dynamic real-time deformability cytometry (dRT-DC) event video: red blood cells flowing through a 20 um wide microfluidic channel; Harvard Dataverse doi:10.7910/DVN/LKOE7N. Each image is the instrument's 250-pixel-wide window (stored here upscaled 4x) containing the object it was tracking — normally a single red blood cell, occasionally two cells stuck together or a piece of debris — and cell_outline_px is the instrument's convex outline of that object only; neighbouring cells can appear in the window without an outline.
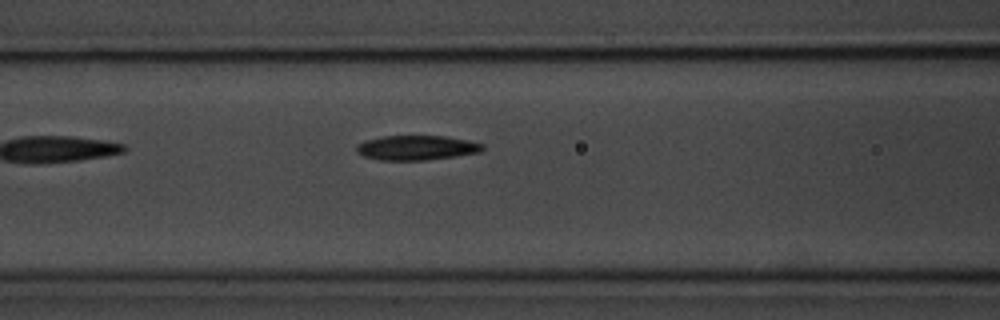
{"species": "common noctule bat (a hibernating species)", "species_latin": "Nyctalus noctula", "temperature_condition": "room temperature", "stored_images_in_passage": 6, "camera_frame_rate_fps": 3000, "um_per_image_px": 0.085, "animal": {"sex": "male", "body_mass_g": 20.1, "forearm_length_mm": 53.5}, "frame": {"image": 1, "passage_image": 6, "time_ms": 6.667, "image_size_px": [1000, 320], "cell_outline_px": [[484, 148], [480, 152], [456, 156], [424, 160], [380, 160], [364, 156], [356, 152], [356, 144], [364, 140], [384, 136], [444, 136], [484, 144]], "centroid_in_image_um": [35.36, 12.56], "position_along_channel_um": 131.2, "area_um2": 18.03}}